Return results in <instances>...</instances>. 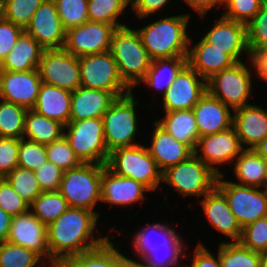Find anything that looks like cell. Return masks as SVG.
I'll use <instances>...</instances> for the list:
<instances>
[{"mask_svg": "<svg viewBox=\"0 0 267 267\" xmlns=\"http://www.w3.org/2000/svg\"><path fill=\"white\" fill-rule=\"evenodd\" d=\"M187 6L203 18L210 10L214 8L218 9L219 6H223V0H183Z\"/></svg>", "mask_w": 267, "mask_h": 267, "instance_id": "obj_54", "label": "cell"}, {"mask_svg": "<svg viewBox=\"0 0 267 267\" xmlns=\"http://www.w3.org/2000/svg\"><path fill=\"white\" fill-rule=\"evenodd\" d=\"M48 267H61L60 265H53V266H48Z\"/></svg>", "mask_w": 267, "mask_h": 267, "instance_id": "obj_63", "label": "cell"}, {"mask_svg": "<svg viewBox=\"0 0 267 267\" xmlns=\"http://www.w3.org/2000/svg\"><path fill=\"white\" fill-rule=\"evenodd\" d=\"M45 49L25 31L10 53L0 63V70L23 72L38 69Z\"/></svg>", "mask_w": 267, "mask_h": 267, "instance_id": "obj_30", "label": "cell"}, {"mask_svg": "<svg viewBox=\"0 0 267 267\" xmlns=\"http://www.w3.org/2000/svg\"><path fill=\"white\" fill-rule=\"evenodd\" d=\"M233 123L244 149H253L267 136V109L249 104L233 110Z\"/></svg>", "mask_w": 267, "mask_h": 267, "instance_id": "obj_24", "label": "cell"}, {"mask_svg": "<svg viewBox=\"0 0 267 267\" xmlns=\"http://www.w3.org/2000/svg\"><path fill=\"white\" fill-rule=\"evenodd\" d=\"M2 17V12H1V1H0V18Z\"/></svg>", "mask_w": 267, "mask_h": 267, "instance_id": "obj_62", "label": "cell"}, {"mask_svg": "<svg viewBox=\"0 0 267 267\" xmlns=\"http://www.w3.org/2000/svg\"><path fill=\"white\" fill-rule=\"evenodd\" d=\"M186 64L187 56L152 60L150 68L137 87L142 83L157 92L162 91L163 96Z\"/></svg>", "mask_w": 267, "mask_h": 267, "instance_id": "obj_32", "label": "cell"}, {"mask_svg": "<svg viewBox=\"0 0 267 267\" xmlns=\"http://www.w3.org/2000/svg\"><path fill=\"white\" fill-rule=\"evenodd\" d=\"M262 158L267 160V136L253 148Z\"/></svg>", "mask_w": 267, "mask_h": 267, "instance_id": "obj_58", "label": "cell"}, {"mask_svg": "<svg viewBox=\"0 0 267 267\" xmlns=\"http://www.w3.org/2000/svg\"><path fill=\"white\" fill-rule=\"evenodd\" d=\"M207 91V81L186 64L161 97L166 111L192 109Z\"/></svg>", "mask_w": 267, "mask_h": 267, "instance_id": "obj_16", "label": "cell"}, {"mask_svg": "<svg viewBox=\"0 0 267 267\" xmlns=\"http://www.w3.org/2000/svg\"><path fill=\"white\" fill-rule=\"evenodd\" d=\"M192 110L196 119L199 138L232 127L233 110L213 97L208 91L200 98Z\"/></svg>", "mask_w": 267, "mask_h": 267, "instance_id": "obj_23", "label": "cell"}, {"mask_svg": "<svg viewBox=\"0 0 267 267\" xmlns=\"http://www.w3.org/2000/svg\"><path fill=\"white\" fill-rule=\"evenodd\" d=\"M219 258L221 267H259L261 253L244 247L240 242L221 241Z\"/></svg>", "mask_w": 267, "mask_h": 267, "instance_id": "obj_37", "label": "cell"}, {"mask_svg": "<svg viewBox=\"0 0 267 267\" xmlns=\"http://www.w3.org/2000/svg\"><path fill=\"white\" fill-rule=\"evenodd\" d=\"M64 128L62 123L30 109L25 114L23 138L47 145L64 136Z\"/></svg>", "mask_w": 267, "mask_h": 267, "instance_id": "obj_34", "label": "cell"}, {"mask_svg": "<svg viewBox=\"0 0 267 267\" xmlns=\"http://www.w3.org/2000/svg\"><path fill=\"white\" fill-rule=\"evenodd\" d=\"M130 0H88V17L92 22H103L117 28L126 24L117 20L127 11Z\"/></svg>", "mask_w": 267, "mask_h": 267, "instance_id": "obj_36", "label": "cell"}, {"mask_svg": "<svg viewBox=\"0 0 267 267\" xmlns=\"http://www.w3.org/2000/svg\"><path fill=\"white\" fill-rule=\"evenodd\" d=\"M99 211L69 207L47 226L50 266L101 245L109 236H96ZM95 231V234H94Z\"/></svg>", "mask_w": 267, "mask_h": 267, "instance_id": "obj_1", "label": "cell"}, {"mask_svg": "<svg viewBox=\"0 0 267 267\" xmlns=\"http://www.w3.org/2000/svg\"><path fill=\"white\" fill-rule=\"evenodd\" d=\"M6 241L34 251L50 264L47 227L30 210L12 217Z\"/></svg>", "mask_w": 267, "mask_h": 267, "instance_id": "obj_17", "label": "cell"}, {"mask_svg": "<svg viewBox=\"0 0 267 267\" xmlns=\"http://www.w3.org/2000/svg\"><path fill=\"white\" fill-rule=\"evenodd\" d=\"M42 192L59 191L63 170L50 161H46L34 171Z\"/></svg>", "mask_w": 267, "mask_h": 267, "instance_id": "obj_49", "label": "cell"}, {"mask_svg": "<svg viewBox=\"0 0 267 267\" xmlns=\"http://www.w3.org/2000/svg\"><path fill=\"white\" fill-rule=\"evenodd\" d=\"M190 19V13L171 15L136 29L152 60L188 56Z\"/></svg>", "mask_w": 267, "mask_h": 267, "instance_id": "obj_3", "label": "cell"}, {"mask_svg": "<svg viewBox=\"0 0 267 267\" xmlns=\"http://www.w3.org/2000/svg\"><path fill=\"white\" fill-rule=\"evenodd\" d=\"M266 0H223L222 16L248 24Z\"/></svg>", "mask_w": 267, "mask_h": 267, "instance_id": "obj_45", "label": "cell"}, {"mask_svg": "<svg viewBox=\"0 0 267 267\" xmlns=\"http://www.w3.org/2000/svg\"><path fill=\"white\" fill-rule=\"evenodd\" d=\"M36 265L50 266L37 253L26 247L8 241L0 242V267H36Z\"/></svg>", "mask_w": 267, "mask_h": 267, "instance_id": "obj_39", "label": "cell"}, {"mask_svg": "<svg viewBox=\"0 0 267 267\" xmlns=\"http://www.w3.org/2000/svg\"><path fill=\"white\" fill-rule=\"evenodd\" d=\"M41 82L74 92L81 86L79 57L64 48L45 49L38 67Z\"/></svg>", "mask_w": 267, "mask_h": 267, "instance_id": "obj_13", "label": "cell"}, {"mask_svg": "<svg viewBox=\"0 0 267 267\" xmlns=\"http://www.w3.org/2000/svg\"><path fill=\"white\" fill-rule=\"evenodd\" d=\"M47 160L46 145L25 138L19 139L18 167L36 171Z\"/></svg>", "mask_w": 267, "mask_h": 267, "instance_id": "obj_43", "label": "cell"}, {"mask_svg": "<svg viewBox=\"0 0 267 267\" xmlns=\"http://www.w3.org/2000/svg\"><path fill=\"white\" fill-rule=\"evenodd\" d=\"M217 258L212 254L204 243L199 241L193 252V258H191V263L188 265L184 264V267H221V261L219 258V247H218Z\"/></svg>", "mask_w": 267, "mask_h": 267, "instance_id": "obj_53", "label": "cell"}, {"mask_svg": "<svg viewBox=\"0 0 267 267\" xmlns=\"http://www.w3.org/2000/svg\"><path fill=\"white\" fill-rule=\"evenodd\" d=\"M218 175L195 154L169 167L162 173V182L183 196L203 198L215 186Z\"/></svg>", "mask_w": 267, "mask_h": 267, "instance_id": "obj_8", "label": "cell"}, {"mask_svg": "<svg viewBox=\"0 0 267 267\" xmlns=\"http://www.w3.org/2000/svg\"><path fill=\"white\" fill-rule=\"evenodd\" d=\"M259 267H267V253H261Z\"/></svg>", "mask_w": 267, "mask_h": 267, "instance_id": "obj_60", "label": "cell"}, {"mask_svg": "<svg viewBox=\"0 0 267 267\" xmlns=\"http://www.w3.org/2000/svg\"><path fill=\"white\" fill-rule=\"evenodd\" d=\"M24 32L20 26L13 24L5 18H0V63L10 53L18 38Z\"/></svg>", "mask_w": 267, "mask_h": 267, "instance_id": "obj_50", "label": "cell"}, {"mask_svg": "<svg viewBox=\"0 0 267 267\" xmlns=\"http://www.w3.org/2000/svg\"><path fill=\"white\" fill-rule=\"evenodd\" d=\"M64 136L82 163L106 164L109 152L102 117L69 121Z\"/></svg>", "mask_w": 267, "mask_h": 267, "instance_id": "obj_9", "label": "cell"}, {"mask_svg": "<svg viewBox=\"0 0 267 267\" xmlns=\"http://www.w3.org/2000/svg\"><path fill=\"white\" fill-rule=\"evenodd\" d=\"M81 86L111 92L116 98L133 90L120 76L111 51L79 57Z\"/></svg>", "mask_w": 267, "mask_h": 267, "instance_id": "obj_10", "label": "cell"}, {"mask_svg": "<svg viewBox=\"0 0 267 267\" xmlns=\"http://www.w3.org/2000/svg\"><path fill=\"white\" fill-rule=\"evenodd\" d=\"M244 150L234 127L224 131L200 137L194 154L217 175L223 174L219 166L232 164ZM233 161V162H232Z\"/></svg>", "mask_w": 267, "mask_h": 267, "instance_id": "obj_14", "label": "cell"}, {"mask_svg": "<svg viewBox=\"0 0 267 267\" xmlns=\"http://www.w3.org/2000/svg\"><path fill=\"white\" fill-rule=\"evenodd\" d=\"M218 175L216 187L224 194L229 208L241 228L267 216V188H257L227 181Z\"/></svg>", "mask_w": 267, "mask_h": 267, "instance_id": "obj_11", "label": "cell"}, {"mask_svg": "<svg viewBox=\"0 0 267 267\" xmlns=\"http://www.w3.org/2000/svg\"><path fill=\"white\" fill-rule=\"evenodd\" d=\"M197 42L193 45L190 37L187 64L206 81L214 74L237 63L228 53L215 48L203 37Z\"/></svg>", "mask_w": 267, "mask_h": 267, "instance_id": "obj_25", "label": "cell"}, {"mask_svg": "<svg viewBox=\"0 0 267 267\" xmlns=\"http://www.w3.org/2000/svg\"><path fill=\"white\" fill-rule=\"evenodd\" d=\"M232 164L237 184L266 188L265 159L254 149H244Z\"/></svg>", "mask_w": 267, "mask_h": 267, "instance_id": "obj_33", "label": "cell"}, {"mask_svg": "<svg viewBox=\"0 0 267 267\" xmlns=\"http://www.w3.org/2000/svg\"><path fill=\"white\" fill-rule=\"evenodd\" d=\"M71 96V91L42 82L32 110L66 126L70 121Z\"/></svg>", "mask_w": 267, "mask_h": 267, "instance_id": "obj_28", "label": "cell"}, {"mask_svg": "<svg viewBox=\"0 0 267 267\" xmlns=\"http://www.w3.org/2000/svg\"><path fill=\"white\" fill-rule=\"evenodd\" d=\"M265 181H266V188H267V160H265Z\"/></svg>", "mask_w": 267, "mask_h": 267, "instance_id": "obj_61", "label": "cell"}, {"mask_svg": "<svg viewBox=\"0 0 267 267\" xmlns=\"http://www.w3.org/2000/svg\"><path fill=\"white\" fill-rule=\"evenodd\" d=\"M47 159L63 171L75 168L82 164L75 155L65 136L46 145Z\"/></svg>", "mask_w": 267, "mask_h": 267, "instance_id": "obj_44", "label": "cell"}, {"mask_svg": "<svg viewBox=\"0 0 267 267\" xmlns=\"http://www.w3.org/2000/svg\"><path fill=\"white\" fill-rule=\"evenodd\" d=\"M250 63V67L255 70L258 79L267 83V57H256Z\"/></svg>", "mask_w": 267, "mask_h": 267, "instance_id": "obj_56", "label": "cell"}, {"mask_svg": "<svg viewBox=\"0 0 267 267\" xmlns=\"http://www.w3.org/2000/svg\"><path fill=\"white\" fill-rule=\"evenodd\" d=\"M247 40L267 39V1L246 25Z\"/></svg>", "mask_w": 267, "mask_h": 267, "instance_id": "obj_51", "label": "cell"}, {"mask_svg": "<svg viewBox=\"0 0 267 267\" xmlns=\"http://www.w3.org/2000/svg\"><path fill=\"white\" fill-rule=\"evenodd\" d=\"M107 238L101 245L84 251L78 255L71 256L64 260L61 267H123L129 260L128 256L120 252Z\"/></svg>", "mask_w": 267, "mask_h": 267, "instance_id": "obj_29", "label": "cell"}, {"mask_svg": "<svg viewBox=\"0 0 267 267\" xmlns=\"http://www.w3.org/2000/svg\"><path fill=\"white\" fill-rule=\"evenodd\" d=\"M106 164L82 163L65 170L59 192L67 200L69 207L95 211L101 204L102 171Z\"/></svg>", "mask_w": 267, "mask_h": 267, "instance_id": "obj_7", "label": "cell"}, {"mask_svg": "<svg viewBox=\"0 0 267 267\" xmlns=\"http://www.w3.org/2000/svg\"><path fill=\"white\" fill-rule=\"evenodd\" d=\"M5 179L29 205L42 193L35 172L32 170L16 167Z\"/></svg>", "mask_w": 267, "mask_h": 267, "instance_id": "obj_41", "label": "cell"}, {"mask_svg": "<svg viewBox=\"0 0 267 267\" xmlns=\"http://www.w3.org/2000/svg\"><path fill=\"white\" fill-rule=\"evenodd\" d=\"M199 202L209 224L215 230L227 236L231 242L240 241L242 228L229 208L224 194L216 186Z\"/></svg>", "mask_w": 267, "mask_h": 267, "instance_id": "obj_22", "label": "cell"}, {"mask_svg": "<svg viewBox=\"0 0 267 267\" xmlns=\"http://www.w3.org/2000/svg\"><path fill=\"white\" fill-rule=\"evenodd\" d=\"M0 207L11 217L29 210V204L14 191L5 178H0Z\"/></svg>", "mask_w": 267, "mask_h": 267, "instance_id": "obj_47", "label": "cell"}, {"mask_svg": "<svg viewBox=\"0 0 267 267\" xmlns=\"http://www.w3.org/2000/svg\"><path fill=\"white\" fill-rule=\"evenodd\" d=\"M19 139L0 137V178L18 167Z\"/></svg>", "mask_w": 267, "mask_h": 267, "instance_id": "obj_48", "label": "cell"}, {"mask_svg": "<svg viewBox=\"0 0 267 267\" xmlns=\"http://www.w3.org/2000/svg\"><path fill=\"white\" fill-rule=\"evenodd\" d=\"M116 29V26L103 22L87 21L66 30L63 48L76 57L109 51Z\"/></svg>", "mask_w": 267, "mask_h": 267, "instance_id": "obj_15", "label": "cell"}, {"mask_svg": "<svg viewBox=\"0 0 267 267\" xmlns=\"http://www.w3.org/2000/svg\"><path fill=\"white\" fill-rule=\"evenodd\" d=\"M172 0H130L131 10L140 20L148 19L154 13H158ZM158 11V12H157Z\"/></svg>", "mask_w": 267, "mask_h": 267, "instance_id": "obj_52", "label": "cell"}, {"mask_svg": "<svg viewBox=\"0 0 267 267\" xmlns=\"http://www.w3.org/2000/svg\"><path fill=\"white\" fill-rule=\"evenodd\" d=\"M244 247L259 253H267V216L242 228L239 241Z\"/></svg>", "mask_w": 267, "mask_h": 267, "instance_id": "obj_46", "label": "cell"}, {"mask_svg": "<svg viewBox=\"0 0 267 267\" xmlns=\"http://www.w3.org/2000/svg\"><path fill=\"white\" fill-rule=\"evenodd\" d=\"M41 83L38 69L23 72L0 70V99L27 110L33 109Z\"/></svg>", "mask_w": 267, "mask_h": 267, "instance_id": "obj_19", "label": "cell"}, {"mask_svg": "<svg viewBox=\"0 0 267 267\" xmlns=\"http://www.w3.org/2000/svg\"><path fill=\"white\" fill-rule=\"evenodd\" d=\"M106 167L116 175L141 182L151 192L157 191L163 183L162 172L144 143L111 151Z\"/></svg>", "mask_w": 267, "mask_h": 267, "instance_id": "obj_5", "label": "cell"}, {"mask_svg": "<svg viewBox=\"0 0 267 267\" xmlns=\"http://www.w3.org/2000/svg\"><path fill=\"white\" fill-rule=\"evenodd\" d=\"M247 64V61L237 62L207 80V91L232 110L250 104L248 99L253 90L254 75Z\"/></svg>", "mask_w": 267, "mask_h": 267, "instance_id": "obj_12", "label": "cell"}, {"mask_svg": "<svg viewBox=\"0 0 267 267\" xmlns=\"http://www.w3.org/2000/svg\"><path fill=\"white\" fill-rule=\"evenodd\" d=\"M249 50V61L256 57H267V39L266 40H247Z\"/></svg>", "mask_w": 267, "mask_h": 267, "instance_id": "obj_55", "label": "cell"}, {"mask_svg": "<svg viewBox=\"0 0 267 267\" xmlns=\"http://www.w3.org/2000/svg\"><path fill=\"white\" fill-rule=\"evenodd\" d=\"M123 81L133 90L144 78L152 59L137 30L123 26L114 31L110 49Z\"/></svg>", "mask_w": 267, "mask_h": 267, "instance_id": "obj_4", "label": "cell"}, {"mask_svg": "<svg viewBox=\"0 0 267 267\" xmlns=\"http://www.w3.org/2000/svg\"><path fill=\"white\" fill-rule=\"evenodd\" d=\"M24 31L31 35L44 49L64 47L66 29L58 16L54 0H45L40 5Z\"/></svg>", "mask_w": 267, "mask_h": 267, "instance_id": "obj_18", "label": "cell"}, {"mask_svg": "<svg viewBox=\"0 0 267 267\" xmlns=\"http://www.w3.org/2000/svg\"><path fill=\"white\" fill-rule=\"evenodd\" d=\"M155 121L174 139L188 145L193 151L199 139L196 119L192 109L166 111Z\"/></svg>", "mask_w": 267, "mask_h": 267, "instance_id": "obj_31", "label": "cell"}, {"mask_svg": "<svg viewBox=\"0 0 267 267\" xmlns=\"http://www.w3.org/2000/svg\"><path fill=\"white\" fill-rule=\"evenodd\" d=\"M2 17L25 30L45 0H0Z\"/></svg>", "mask_w": 267, "mask_h": 267, "instance_id": "obj_40", "label": "cell"}, {"mask_svg": "<svg viewBox=\"0 0 267 267\" xmlns=\"http://www.w3.org/2000/svg\"><path fill=\"white\" fill-rule=\"evenodd\" d=\"M115 99L111 92L80 86L72 92L70 121L103 117Z\"/></svg>", "mask_w": 267, "mask_h": 267, "instance_id": "obj_27", "label": "cell"}, {"mask_svg": "<svg viewBox=\"0 0 267 267\" xmlns=\"http://www.w3.org/2000/svg\"><path fill=\"white\" fill-rule=\"evenodd\" d=\"M153 126L151 142L147 149L162 173L194 154L188 145L174 139L155 120Z\"/></svg>", "mask_w": 267, "mask_h": 267, "instance_id": "obj_26", "label": "cell"}, {"mask_svg": "<svg viewBox=\"0 0 267 267\" xmlns=\"http://www.w3.org/2000/svg\"><path fill=\"white\" fill-rule=\"evenodd\" d=\"M202 37L215 48L224 50L236 62L242 61L241 57L245 55L249 60L246 24L244 23L221 15Z\"/></svg>", "mask_w": 267, "mask_h": 267, "instance_id": "obj_20", "label": "cell"}, {"mask_svg": "<svg viewBox=\"0 0 267 267\" xmlns=\"http://www.w3.org/2000/svg\"><path fill=\"white\" fill-rule=\"evenodd\" d=\"M139 102L135 100L132 92L116 98L108 110L103 114L104 139L107 150L111 151L134 146L138 136L137 106Z\"/></svg>", "mask_w": 267, "mask_h": 267, "instance_id": "obj_6", "label": "cell"}, {"mask_svg": "<svg viewBox=\"0 0 267 267\" xmlns=\"http://www.w3.org/2000/svg\"><path fill=\"white\" fill-rule=\"evenodd\" d=\"M26 112V108L0 99V137L23 138Z\"/></svg>", "mask_w": 267, "mask_h": 267, "instance_id": "obj_38", "label": "cell"}, {"mask_svg": "<svg viewBox=\"0 0 267 267\" xmlns=\"http://www.w3.org/2000/svg\"><path fill=\"white\" fill-rule=\"evenodd\" d=\"M123 267H144L141 262L130 258V260Z\"/></svg>", "mask_w": 267, "mask_h": 267, "instance_id": "obj_59", "label": "cell"}, {"mask_svg": "<svg viewBox=\"0 0 267 267\" xmlns=\"http://www.w3.org/2000/svg\"><path fill=\"white\" fill-rule=\"evenodd\" d=\"M54 2L66 30L89 21L88 0H54Z\"/></svg>", "mask_w": 267, "mask_h": 267, "instance_id": "obj_42", "label": "cell"}, {"mask_svg": "<svg viewBox=\"0 0 267 267\" xmlns=\"http://www.w3.org/2000/svg\"><path fill=\"white\" fill-rule=\"evenodd\" d=\"M145 192L151 191L141 182L129 177L116 175L106 166L102 171L101 202L121 207L131 206L140 201L145 202Z\"/></svg>", "mask_w": 267, "mask_h": 267, "instance_id": "obj_21", "label": "cell"}, {"mask_svg": "<svg viewBox=\"0 0 267 267\" xmlns=\"http://www.w3.org/2000/svg\"><path fill=\"white\" fill-rule=\"evenodd\" d=\"M12 217L0 207V242L6 241Z\"/></svg>", "mask_w": 267, "mask_h": 267, "instance_id": "obj_57", "label": "cell"}, {"mask_svg": "<svg viewBox=\"0 0 267 267\" xmlns=\"http://www.w3.org/2000/svg\"><path fill=\"white\" fill-rule=\"evenodd\" d=\"M69 204L59 191L42 192L29 205V210L47 227L59 218Z\"/></svg>", "mask_w": 267, "mask_h": 267, "instance_id": "obj_35", "label": "cell"}, {"mask_svg": "<svg viewBox=\"0 0 267 267\" xmlns=\"http://www.w3.org/2000/svg\"><path fill=\"white\" fill-rule=\"evenodd\" d=\"M167 221L147 223L132 234V251L144 267H184V238ZM182 237V238H181ZM182 266H181V265ZM180 265V266H179Z\"/></svg>", "mask_w": 267, "mask_h": 267, "instance_id": "obj_2", "label": "cell"}]
</instances>
